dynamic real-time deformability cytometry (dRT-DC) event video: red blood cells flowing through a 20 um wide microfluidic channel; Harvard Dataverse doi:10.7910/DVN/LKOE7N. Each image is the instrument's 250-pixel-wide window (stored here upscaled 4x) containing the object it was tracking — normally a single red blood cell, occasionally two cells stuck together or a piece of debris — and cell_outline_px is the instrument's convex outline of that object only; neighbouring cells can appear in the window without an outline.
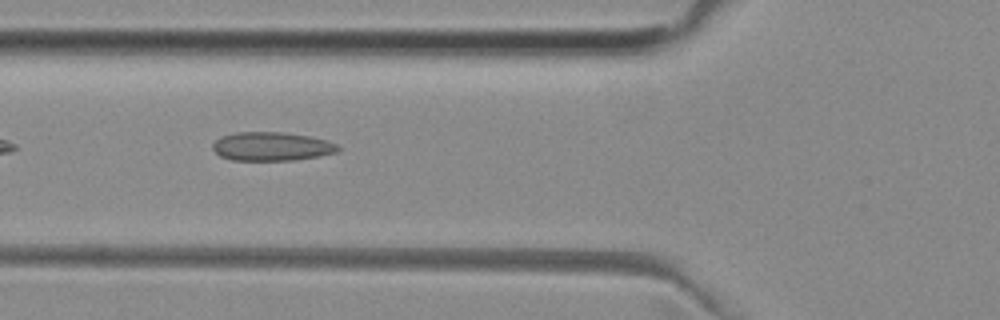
{"species": "common noctule bat (a hibernating species)", "species_latin": "Nyctalus noctula", "temperature_condition": "room temperature", "stored_images_in_passage": 30, "camera_frame_rate_fps": 3000, "um_per_image_px": 0.085, "animal": {"sex": "female", "body_mass_g": 29.2, "forearm_length_mm": 56.3}, "frame": {"image": 1, "passage_image": 5, "time_ms": 1.333, "image_size_px": [1000, 320], "cell_outline_px": [[340, 152], [320, 156], [296, 160], [232, 160], [220, 156], [212, 148], [212, 144], [220, 136], [236, 132], [284, 132], [312, 136], [328, 140], [340, 144]], "centroid_in_image_um": [23.16, 12.44], "position_along_channel_um": 102.6, "area_um2": 21.39}}
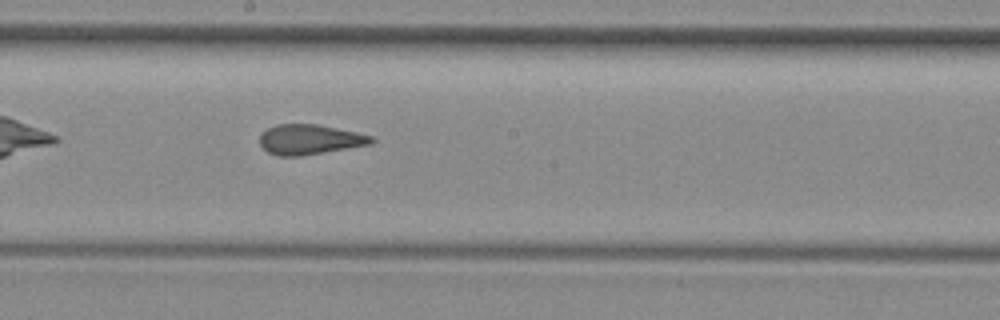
{"frame": {"image": 2, "passage_image": 14, "time_ms": 4.333, "image_size_px": [1000, 320], "cell_outline_px": [[376, 140], [372, 144], [300, 156], [276, 156], [268, 152], [260, 144], [260, 132], [276, 124], [316, 124], [356, 132], [372, 136]], "centroid_in_image_um": [26.31, 11.86], "position_along_channel_um": 221.9, "area_um2": 19.54}}
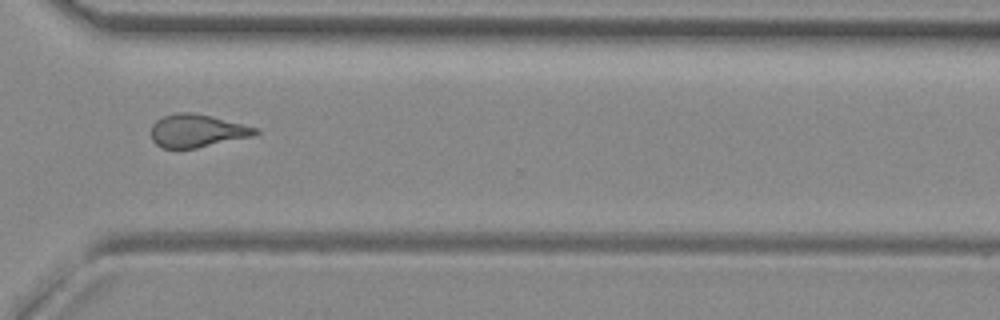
{"frame": {"image": 3, "passage_image": 24, "time_ms": 7.667, "image_size_px": [1000, 320], "cell_outline_px": [[260, 132], [252, 136], [196, 148], [164, 148], [156, 144], [152, 140], [152, 124], [156, 120], [164, 116], [176, 112], [192, 112], [260, 128]], "centroid_in_image_um": [16.75, 11.11], "position_along_channel_um": 353.9, "area_um2": 19.83}, "authors_computed_cell_mechanics": {"area_um2": 19.8543, "velocity_mm_per_s": 3.9633, "shape_relaxation_time_tau1_ms": null, "shape_relaxation_time_tau2_ms": 1.9401, "deformation_change_tau1": null, "deformation_change_tau2": 0.1077}}